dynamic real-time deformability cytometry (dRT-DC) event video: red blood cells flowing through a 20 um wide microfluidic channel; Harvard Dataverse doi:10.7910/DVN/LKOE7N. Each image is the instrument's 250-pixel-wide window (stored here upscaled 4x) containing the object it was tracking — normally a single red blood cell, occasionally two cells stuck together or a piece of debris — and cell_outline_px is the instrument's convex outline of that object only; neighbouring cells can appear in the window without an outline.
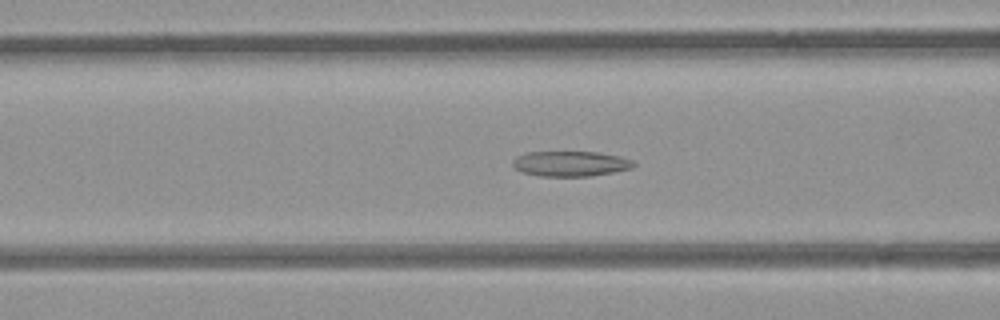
{"species": "common noctule bat (a hibernating species)", "species_latin": "Nyctalus noctula", "temperature_condition": "room temperature", "stored_images_in_passage": 53, "segment_of_instrument_passage": [1, 2], "camera_frame_rate_fps": 3000, "um_per_image_px": 0.085, "animal": {"sex": "female", "body_mass_g": 21.9}, "frame": {"image": 1, "passage_image": 20, "time_ms": 6.333, "image_size_px": [1000, 320], "cell_outline_px": [[636, 164], [632, 168], [616, 172], [592, 176], [540, 176], [520, 172], [512, 164], [512, 160], [516, 156], [528, 152], [596, 152], [620, 156], [632, 160]], "centroid_in_image_um": [48.5, 13.92], "position_along_channel_um": 118.1, "area_um2": 17.92}}
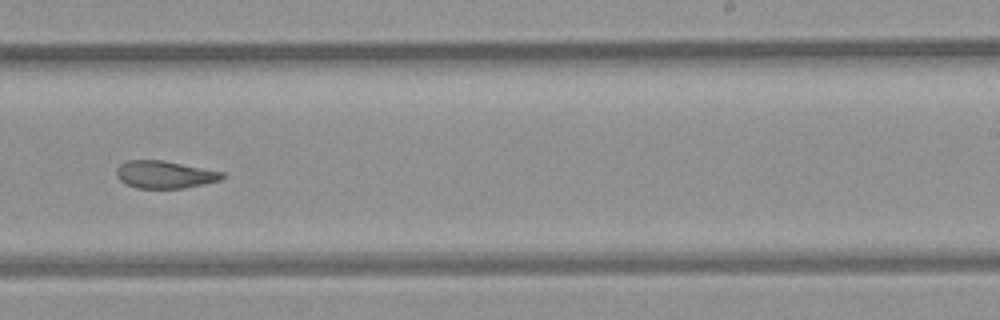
{"frame": {"image": 2, "passage_image": 32, "time_ms": 10.333, "image_size_px": [1000, 320], "cell_outline_px": [[224, 176], [220, 180], [184, 188], [136, 188], [124, 184], [116, 176], [116, 168], [120, 164], [128, 160], [164, 160], [224, 172]], "centroid_in_image_um": [13.96, 14.83], "position_along_channel_um": 275.0, "area_um2": 16.99}}
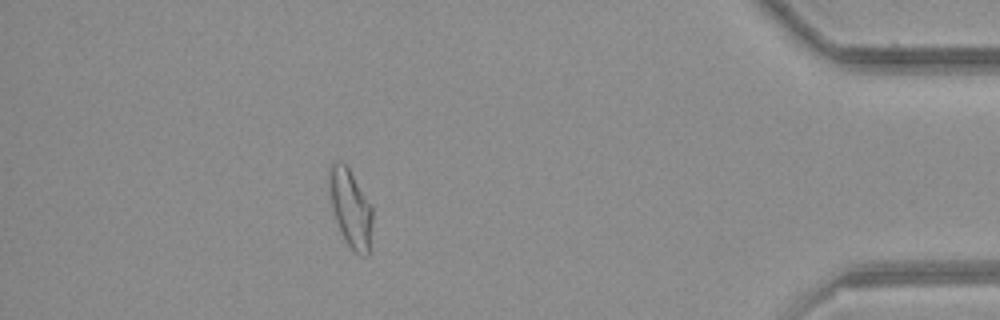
{"frame": {"image": 3, "passage_image": 46, "time_ms": 15.0, "image_size_px": [1000, 320], "cell_outline_px": [[372, 220], [368, 256], [360, 256], [344, 240], [336, 220], [328, 196], [328, 168], [336, 160], [340, 160], [348, 168], [372, 204]], "centroid_in_image_um": [29.77, 17.66], "position_along_channel_um": 405.4, "area_um2": 19.83}}